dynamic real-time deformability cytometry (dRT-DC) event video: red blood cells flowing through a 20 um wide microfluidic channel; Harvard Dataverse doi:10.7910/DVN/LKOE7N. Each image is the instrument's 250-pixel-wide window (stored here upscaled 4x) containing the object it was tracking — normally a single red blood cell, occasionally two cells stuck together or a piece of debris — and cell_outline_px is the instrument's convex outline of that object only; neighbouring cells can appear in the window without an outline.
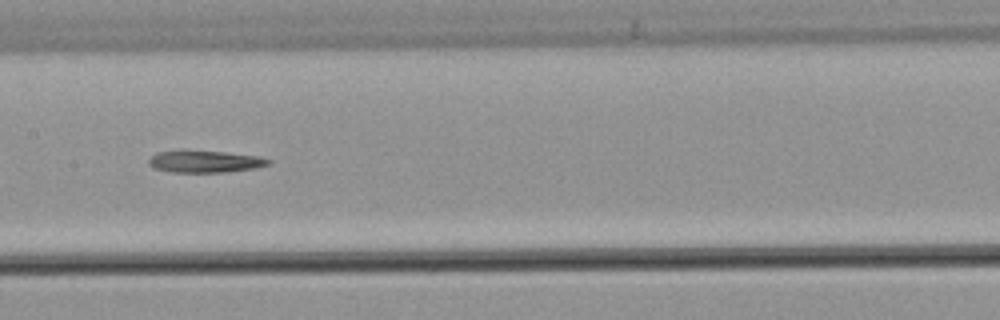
{"species": "common noctule bat (a hibernating species)", "species_latin": "Nyctalus noctula", "temperature_condition": "warm", "stored_images_in_passage": 37, "camera_frame_rate_fps": 3000, "um_per_image_px": 0.085, "animal": {"sex": "male", "body_mass_g": 21.5, "forearm_length_mm": 52.0}, "frame": {"image": 1, "passage_image": 11, "time_ms": 3.333, "image_size_px": [1000, 320], "cell_outline_px": [[272, 160], [268, 164], [252, 168], [224, 172], [172, 172], [152, 168], [148, 164], [148, 160], [156, 152], [224, 152], [260, 156]], "centroid_in_image_um": [17.41, 13.75], "position_along_channel_um": 190.0, "area_um2": 14.8}}